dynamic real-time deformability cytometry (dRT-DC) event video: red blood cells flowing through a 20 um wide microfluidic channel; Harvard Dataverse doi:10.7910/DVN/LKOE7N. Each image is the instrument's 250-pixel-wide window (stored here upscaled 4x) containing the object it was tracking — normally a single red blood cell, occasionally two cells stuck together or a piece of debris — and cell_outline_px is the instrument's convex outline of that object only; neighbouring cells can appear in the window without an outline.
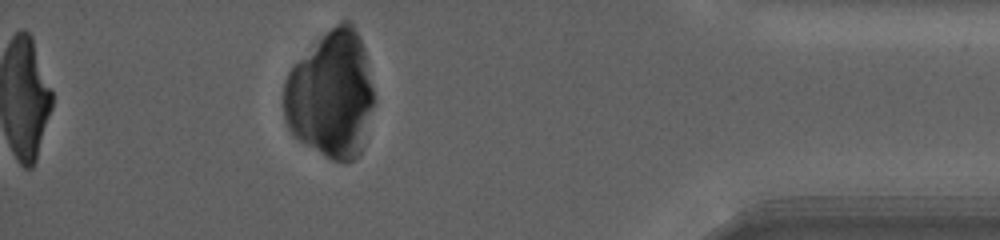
{"species": "human", "species_latin": "Homo sapiens", "temperature_condition": "warm", "stored_images_in_passage": 34, "camera_frame_rate_fps": 3000, "um_per_image_px": 0.085, "donor": {"sex": "female"}, "frame": {"image": 1, "passage_image": 34, "time_ms": 15.0, "image_size_px": [1000, 240], "cell_outline_px": [[376, 100], [360, 156], [344, 164], [332, 160], [324, 156], [300, 140], [288, 128], [284, 116], [284, 80], [288, 72], [340, 20], [348, 20], [352, 24], [364, 48]], "centroid_in_image_um": [28.18, 8.12], "position_along_channel_um": 407.0, "area_um2": 66.47}}